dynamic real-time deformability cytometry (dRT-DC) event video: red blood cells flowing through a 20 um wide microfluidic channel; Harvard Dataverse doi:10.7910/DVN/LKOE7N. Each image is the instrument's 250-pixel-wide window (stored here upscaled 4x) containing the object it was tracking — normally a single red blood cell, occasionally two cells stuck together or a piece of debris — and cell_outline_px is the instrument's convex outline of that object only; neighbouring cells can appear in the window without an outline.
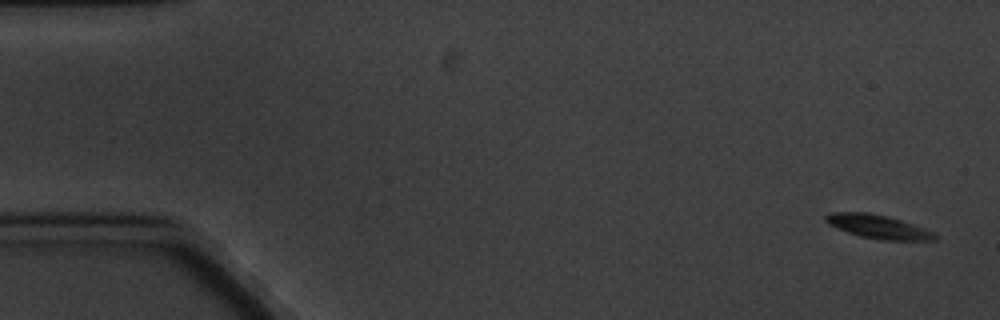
{"species": "common noctule bat (a hibernating species)", "species_latin": "Nyctalus noctula", "temperature_condition": "cold", "stored_images_in_passage": 9, "camera_frame_rate_fps": 3000, "um_per_image_px": 0.085, "animal": {"sex": "male", "body_mass_g": 20.1, "forearm_length_mm": 53.5}, "frame": {"image": 1, "passage_image": 1, "time_ms": 0.0, "image_size_px": [1000, 320], "cell_outline_px": [[936, 240], [880, 240], [860, 236], [836, 228], [828, 224], [824, 220], [824, 216], [832, 212], [864, 212], [884, 216], [900, 220], [924, 228], [932, 232], [936, 236]], "centroid_in_image_um": [74.58, 19.27], "position_along_channel_um": 10.4, "area_um2": 14.8}}
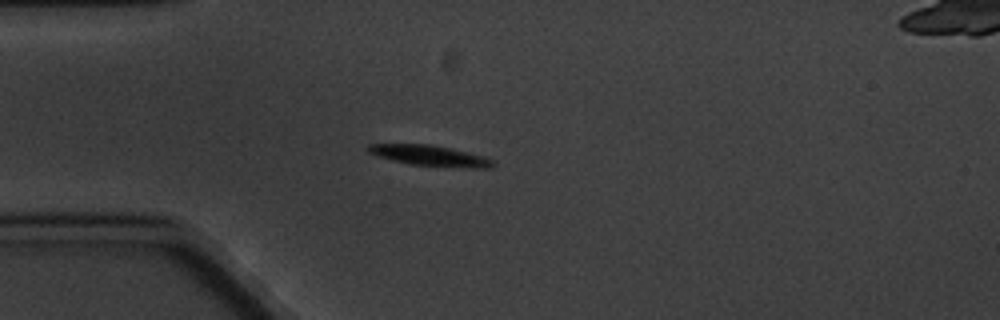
{"frame": {"image": 2, "passage_image": 4, "time_ms": 4.667, "image_size_px": [1000, 320], "cell_outline_px": [[496, 164], [492, 168], [472, 168], [408, 164], [392, 160], [368, 152], [364, 148], [368, 144], [428, 144], [452, 148], [468, 152], [492, 160]], "centroid_in_image_um": [36.53, 13.22], "position_along_channel_um": 48.5, "area_um2": 14.91}}